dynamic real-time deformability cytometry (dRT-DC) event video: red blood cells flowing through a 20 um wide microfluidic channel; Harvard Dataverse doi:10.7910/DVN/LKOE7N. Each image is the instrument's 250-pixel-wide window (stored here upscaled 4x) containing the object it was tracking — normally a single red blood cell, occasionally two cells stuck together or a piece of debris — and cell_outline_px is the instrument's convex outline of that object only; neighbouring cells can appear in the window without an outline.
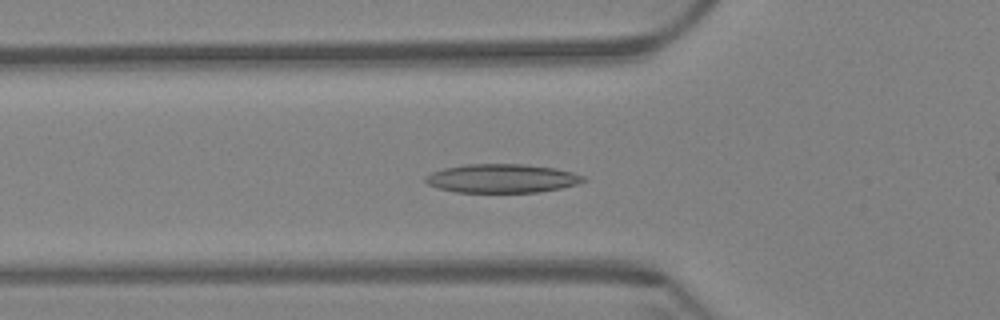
{"species": "Egyptian fruit bat (a non-hibernating species)", "species_latin": "Rousettus aegyptiacus", "temperature_condition": "warm", "stored_images_in_passage": 48, "camera_frame_rate_fps": 3000, "um_per_image_px": 0.085, "animal": {"sex": "female"}, "frame": {"image": 1, "passage_image": 17, "time_ms": 5.333, "image_size_px": [1000, 320], "cell_outline_px": [[588, 180], [576, 184], [560, 188], [540, 192], [456, 192], [440, 188], [428, 184], [424, 180], [424, 176], [432, 172], [444, 168], [464, 164], [524, 164], [556, 168], [572, 172], [584, 176]], "centroid_in_image_um": [42.67, 15.16], "position_along_channel_um": 83.1, "area_um2": 26.47}}
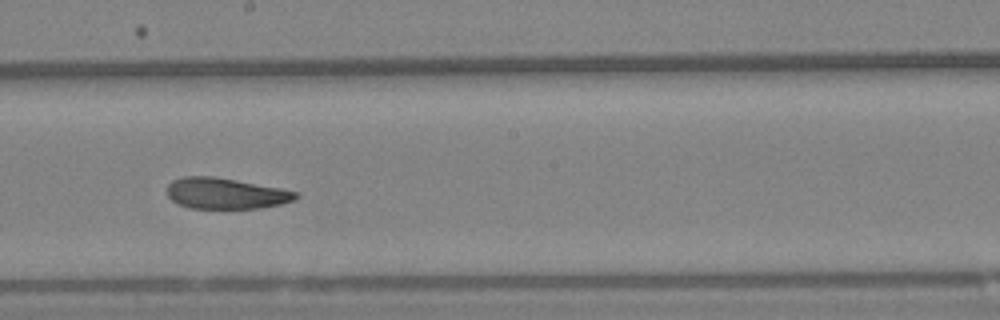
{"frame": {"image": 2, "passage_image": 30, "time_ms": 9.667, "image_size_px": [1000, 320], "cell_outline_px": [[300, 196], [292, 200], [280, 204], [260, 208], [188, 208], [172, 200], [168, 196], [168, 184], [172, 180], [180, 176], [212, 176], [236, 180], [280, 188], [296, 192]], "centroid_in_image_um": [19.15, 16.43], "position_along_channel_um": 229.1, "area_um2": 23.06}}
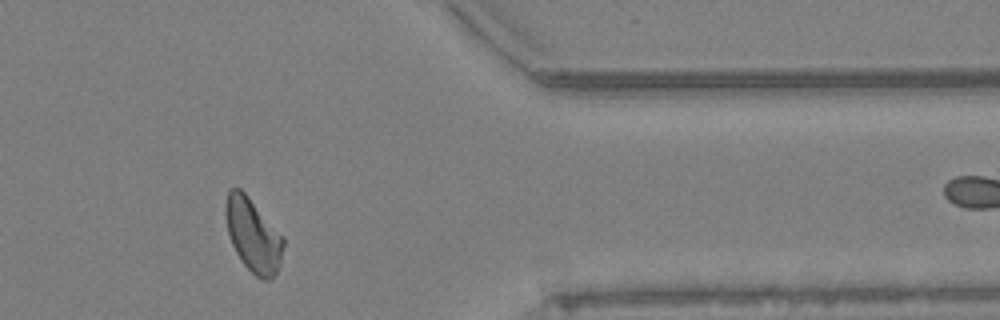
{"frame": {"image": 3, "passage_image": 46, "time_ms": 15.0, "image_size_px": [1000, 320], "cell_outline_px": [[284, 244], [280, 264], [276, 272], [268, 280], [264, 280], [256, 276], [240, 260], [232, 244], [228, 232], [224, 216], [224, 204], [228, 192], [232, 188], [240, 188], [248, 196], [284, 236]], "centroid_in_image_um": [21.5, 19.97], "position_along_channel_um": 389.9, "area_um2": 24.74}, "authors_computed_cell_mechanics": {"area_um2": 25.0563, "velocity_mm_per_s": 3.3711, "shape_relaxation_time_tau1_ms": 9.852, "shape_relaxation_time_tau2_ms": 5.5686, "deformation_change_tau1": 0.2086, "deformation_change_tau2": 0.1028}}